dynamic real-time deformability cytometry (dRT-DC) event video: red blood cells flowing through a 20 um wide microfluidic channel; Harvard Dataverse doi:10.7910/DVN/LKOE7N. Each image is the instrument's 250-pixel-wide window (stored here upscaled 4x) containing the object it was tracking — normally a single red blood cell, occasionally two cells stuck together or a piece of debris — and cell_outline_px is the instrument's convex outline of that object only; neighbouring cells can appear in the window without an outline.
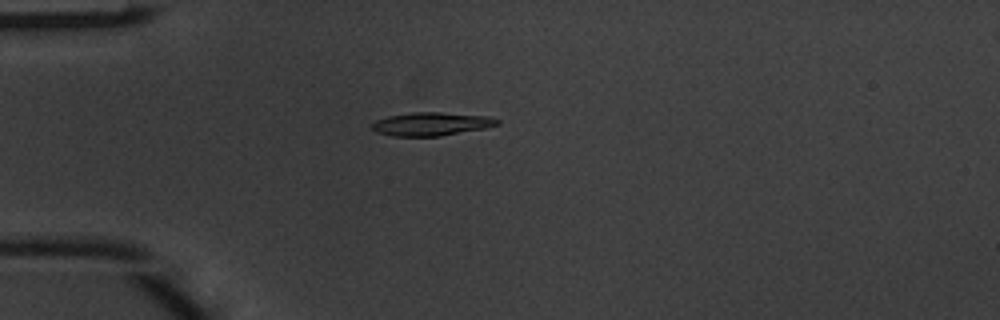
{"species": "common noctule bat (a hibernating species)", "species_latin": "Nyctalus noctula", "temperature_condition": "warm", "stored_images_in_passage": 3, "camera_frame_rate_fps": 3000, "um_per_image_px": 0.085, "animal": {"sex": "male", "body_mass_g": 20.1, "forearm_length_mm": 53.5}, "frame": {"image": 1, "passage_image": 2, "time_ms": 0.333, "image_size_px": [1000, 320], "cell_outline_px": [[500, 124], [484, 128], [440, 136], [392, 136], [376, 132], [372, 128], [372, 124], [376, 120], [388, 116], [412, 112], [440, 112], [488, 116], [500, 120]], "centroid_in_image_um": [36.66, 10.53], "position_along_channel_um": 48.3, "area_um2": 16.99}}